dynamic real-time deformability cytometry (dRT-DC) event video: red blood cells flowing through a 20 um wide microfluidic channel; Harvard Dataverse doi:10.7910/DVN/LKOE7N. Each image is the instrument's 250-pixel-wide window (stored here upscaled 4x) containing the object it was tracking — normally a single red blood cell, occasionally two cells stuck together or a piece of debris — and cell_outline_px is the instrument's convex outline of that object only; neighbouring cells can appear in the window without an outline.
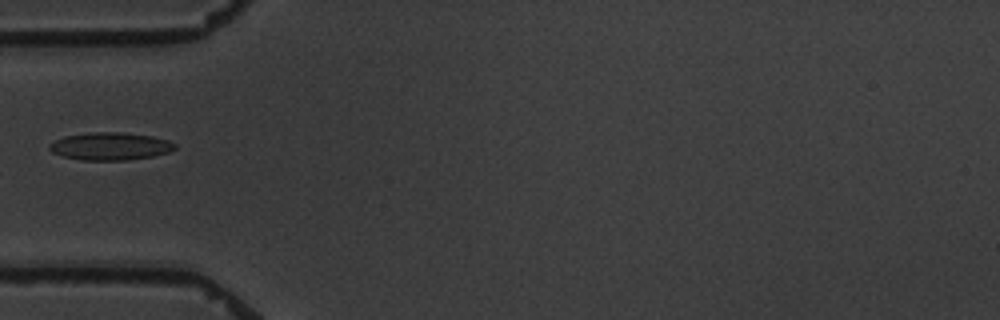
{"species": "common noctule bat (a hibernating species)", "species_latin": "Nyctalus noctula", "temperature_condition": "warm", "stored_images_in_passage": 15, "camera_frame_rate_fps": 3000, "um_per_image_px": 0.085, "animal": {"sex": "male", "body_mass_g": 19.5, "forearm_length_mm": 54.6}, "frame": {"image": 1, "passage_image": 5, "time_ms": 6.0, "image_size_px": [1000, 320], "cell_outline_px": [[176, 148], [168, 152], [152, 156], [128, 160], [84, 160], [64, 156], [52, 152], [48, 148], [48, 144], [64, 136], [92, 132], [120, 132], [152, 136], [168, 140], [176, 144]], "centroid_in_image_um": [9.37, 12.43], "position_along_channel_um": 75.6, "area_um2": 20.11}}
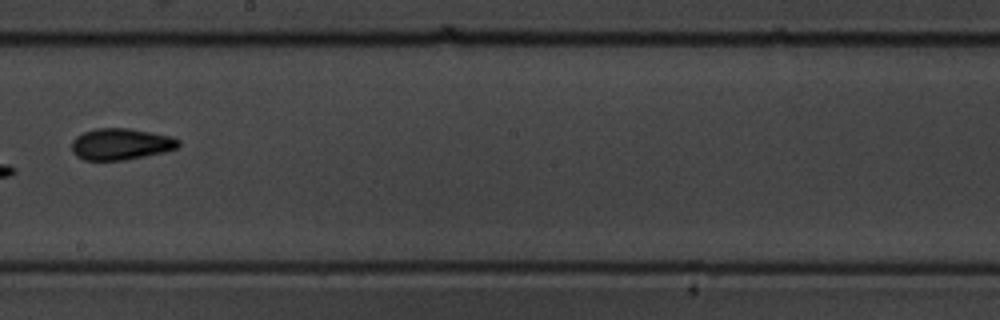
{"frame": {"image": 2, "passage_image": 9, "time_ms": 10.667, "image_size_px": [1000, 320], "cell_outline_px": [[180, 144], [176, 148], [164, 152], [124, 160], [84, 160], [76, 156], [72, 152], [72, 140], [76, 136], [84, 132], [96, 128], [128, 128], [172, 136], [180, 140]], "centroid_in_image_um": [10.26, 12.24], "position_along_channel_um": 237.9, "area_um2": 19.59}}
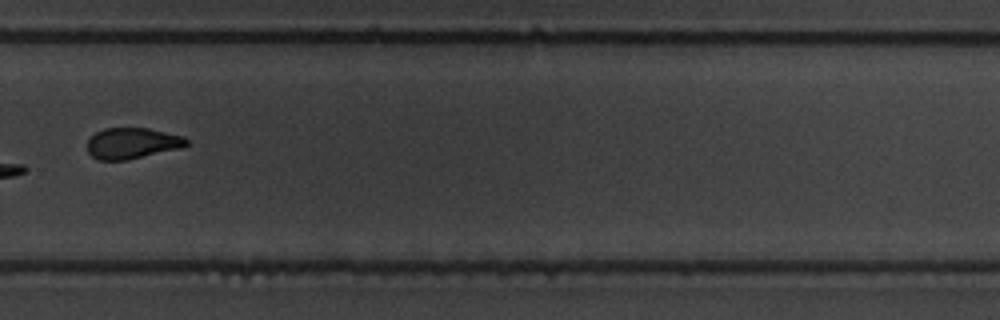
{"frame": {"image": 3, "passage_image": 11, "time_ms": 13.0, "image_size_px": [1000, 320], "cell_outline_px": [[188, 144], [180, 148], [128, 160], [100, 160], [92, 156], [88, 152], [88, 140], [96, 132], [104, 128], [148, 128], [184, 136], [188, 140]], "centroid_in_image_um": [11.24, 12.17], "position_along_channel_um": 318.6, "area_um2": 17.86}, "authors_computed_cell_mechanics": {"area_um2": 17.6868, "velocity_mm_per_s": 3.4571, "shape_relaxation_time_tau1_ms": 6.1885, "shape_relaxation_time_tau2_ms": 2.9956, "deformation_change_tau1": 0.1429, "deformation_change_tau2": 0.094}}